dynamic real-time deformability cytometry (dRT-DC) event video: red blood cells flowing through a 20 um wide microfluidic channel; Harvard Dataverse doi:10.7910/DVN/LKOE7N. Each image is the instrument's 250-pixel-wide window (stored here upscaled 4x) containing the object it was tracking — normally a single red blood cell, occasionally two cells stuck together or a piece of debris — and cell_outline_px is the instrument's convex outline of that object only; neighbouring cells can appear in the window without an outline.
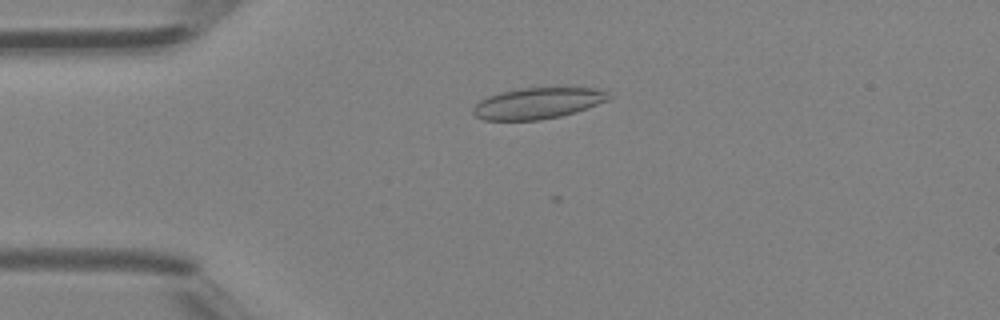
{"species": "Egyptian fruit bat (a non-hibernating species)", "species_latin": "Rousettus aegyptiacus", "temperature_condition": "room temperature", "stored_images_in_passage": 35, "camera_frame_rate_fps": 3000, "um_per_image_px": 0.085, "animal": {"sex": "female"}, "frame": {"image": 1, "passage_image": 10, "time_ms": 3.0, "image_size_px": [1000, 320], "cell_outline_px": [[612, 96], [608, 100], [588, 108], [576, 112], [560, 116], [540, 120], [484, 120], [476, 116], [472, 112], [472, 108], [480, 100], [488, 96], [500, 92], [520, 88], [600, 88], [608, 92]], "centroid_in_image_um": [45.72, 8.77], "position_along_channel_um": 39.3, "area_um2": 24.68}}
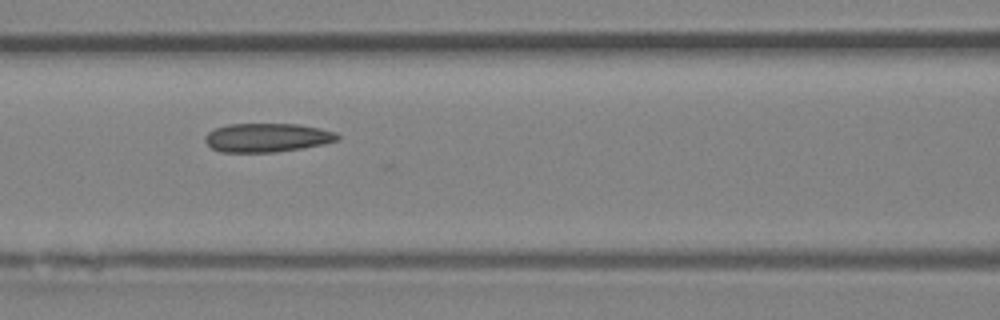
{"frame": {"image": 2, "passage_image": 19, "time_ms": 6.0, "image_size_px": [1000, 320], "cell_outline_px": [[340, 140], [324, 144], [276, 152], [220, 152], [212, 148], [204, 140], [204, 136], [208, 132], [216, 128], [228, 124], [300, 124], [320, 128], [336, 132], [340, 136]], "centroid_in_image_um": [22.72, 11.69], "position_along_channel_um": 143.9, "area_um2": 22.31}}
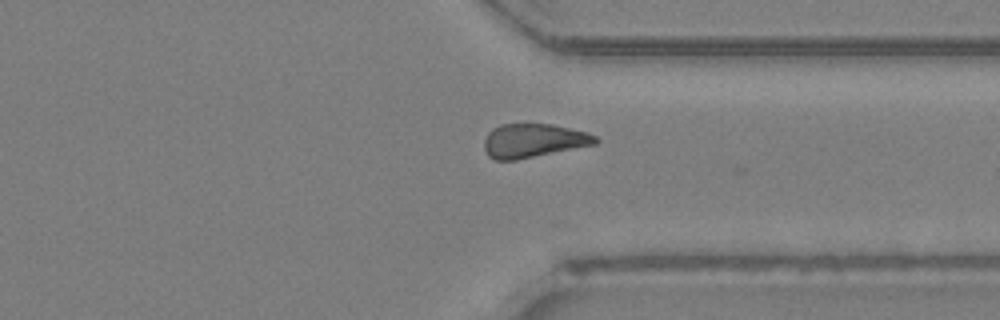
{"frame": {"image": 3, "passage_image": 34, "time_ms": 11.0, "image_size_px": [1000, 320], "cell_outline_px": [[600, 140], [596, 144], [516, 160], [496, 160], [488, 156], [484, 148], [484, 140], [488, 132], [492, 128], [500, 124], [552, 124], [588, 132], [596, 136]], "centroid_in_image_um": [45.34, 11.95], "position_along_channel_um": 366.1, "area_um2": 22.02}}